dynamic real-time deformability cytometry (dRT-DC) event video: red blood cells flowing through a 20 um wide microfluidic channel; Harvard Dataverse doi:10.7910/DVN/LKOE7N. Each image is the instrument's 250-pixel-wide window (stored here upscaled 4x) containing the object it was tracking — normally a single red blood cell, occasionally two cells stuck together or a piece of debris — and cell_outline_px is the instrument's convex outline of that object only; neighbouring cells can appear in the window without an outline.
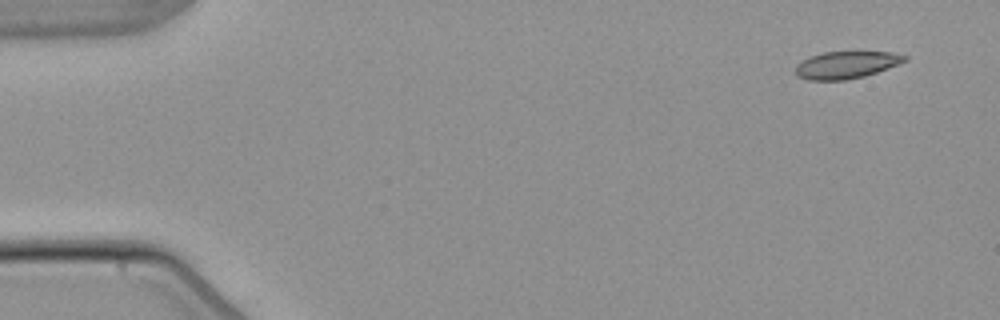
{"species": "common noctule bat (a hibernating species)", "species_latin": "Nyctalus noctula", "temperature_condition": "warm", "stored_images_in_passage": 5, "camera_frame_rate_fps": 3000, "um_per_image_px": 0.085, "animal": {"sex": "male", "body_mass_g": 21.5, "forearm_length_mm": 52.0}, "frame": {"image": 1, "passage_image": 1, "time_ms": 0.0, "image_size_px": [1000, 320], "cell_outline_px": [[908, 60], [876, 72], [864, 76], [844, 80], [808, 80], [796, 76], [796, 64], [812, 56], [824, 52], [892, 52], [908, 56]], "centroid_in_image_um": [71.93, 5.52], "position_along_channel_um": 13.1, "area_um2": 17.11}}
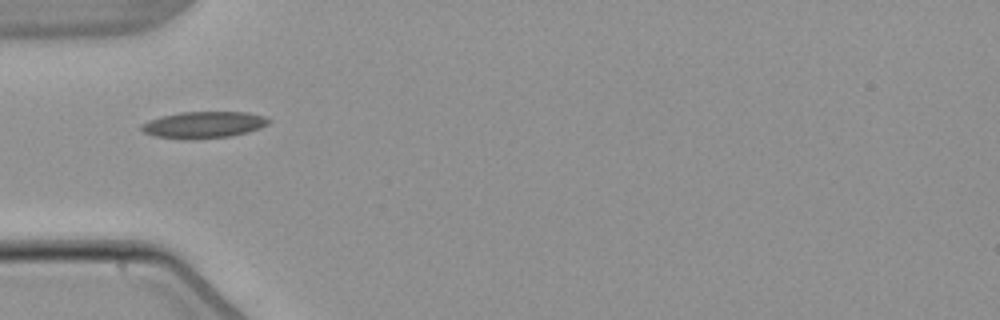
{"frame": {"image": 2, "passage_image": 4, "time_ms": 4.667, "image_size_px": [1000, 320], "cell_outline_px": [[272, 120], [268, 124], [260, 128], [232, 136], [192, 140], [184, 140], [156, 136], [144, 132], [140, 128], [140, 124], [148, 120], [160, 116], [180, 112], [244, 112], [264, 116]], "centroid_in_image_um": [17.28, 10.61], "position_along_channel_um": 67.7, "area_um2": 19.94}}
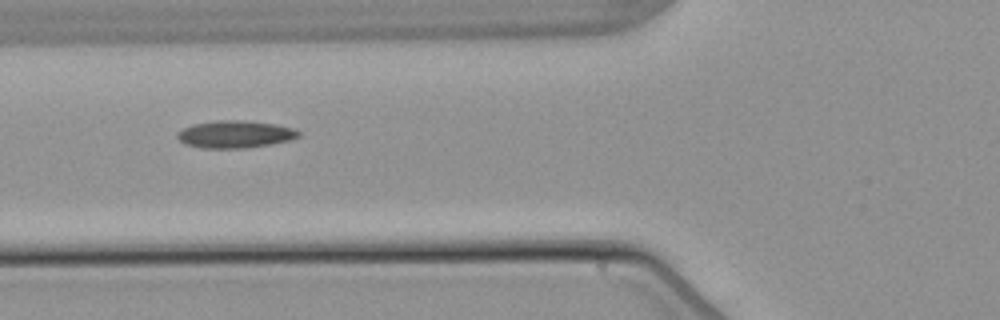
{"frame": {"image": 3, "passage_image": 5, "time_ms": 5.667, "image_size_px": [1000, 320], "cell_outline_px": [[300, 136], [288, 140], [272, 144], [244, 148], [204, 148], [184, 144], [176, 136], [176, 132], [192, 124], [216, 120], [244, 120], [276, 124], [296, 128], [300, 132]], "centroid_in_image_um": [19.99, 11.4], "position_along_channel_um": 105.8, "area_um2": 19.48}}